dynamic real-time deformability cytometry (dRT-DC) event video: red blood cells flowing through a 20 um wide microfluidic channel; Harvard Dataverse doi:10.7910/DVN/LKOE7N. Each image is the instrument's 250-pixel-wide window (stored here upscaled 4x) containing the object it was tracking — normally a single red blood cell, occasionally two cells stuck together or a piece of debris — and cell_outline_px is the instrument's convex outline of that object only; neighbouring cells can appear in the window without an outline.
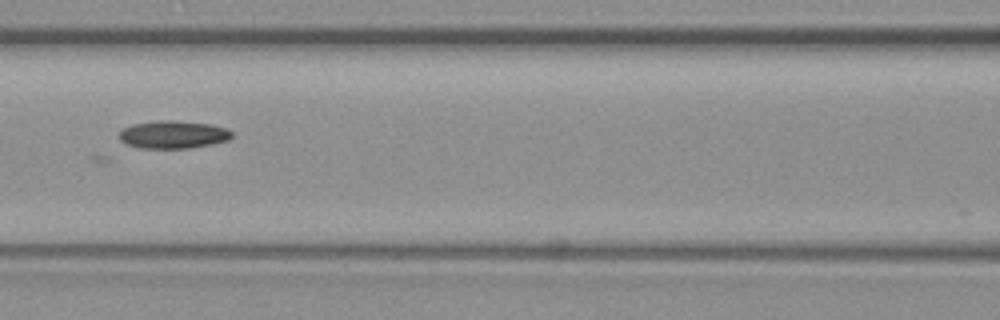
{"species": "common noctule bat (a hibernating species)", "species_latin": "Nyctalus noctula", "temperature_condition": "warm", "stored_images_in_passage": 37, "camera_frame_rate_fps": 3000, "um_per_image_px": 0.085, "animal": {"sex": "female", "body_mass_g": 19.3, "forearm_length_mm": 54.1}, "frame": {"image": 1, "passage_image": 8, "time_ms": 2.333, "image_size_px": [1000, 320], "cell_outline_px": [[232, 136], [228, 140], [212, 144], [188, 148], [140, 148], [124, 144], [120, 140], [120, 132], [124, 128], [132, 124], [160, 120], [172, 120], [208, 124], [228, 128], [232, 132]], "centroid_in_image_um": [14.71, 11.44], "position_along_channel_um": 151.9, "area_um2": 18.21}}
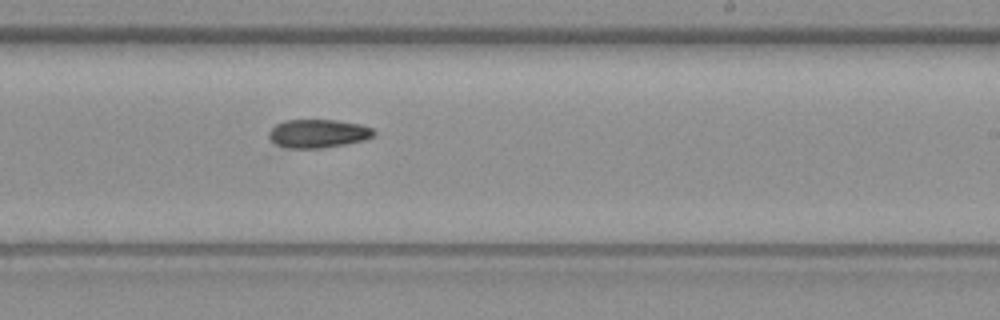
{"frame": {"image": 2, "passage_image": 16, "time_ms": 5.0, "image_size_px": [1000, 320], "cell_outline_px": [[376, 132], [372, 136], [364, 140], [344, 144], [320, 148], [276, 148], [268, 136], [268, 132], [276, 124], [284, 120], [336, 120], [360, 124], [372, 128]], "centroid_in_image_um": [26.96, 11.36], "position_along_channel_um": 262.0, "area_um2": 17.57}}
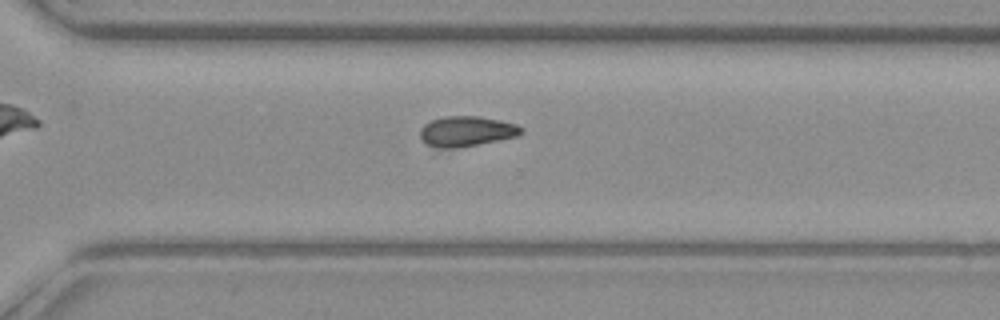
{"frame": {"image": 3, "passage_image": 21, "time_ms": 6.667, "image_size_px": [1000, 320], "cell_outline_px": [[520, 132], [516, 136], [456, 148], [436, 148], [428, 144], [420, 136], [420, 128], [424, 124], [432, 120], [444, 116], [480, 116], [516, 124], [520, 128]], "centroid_in_image_um": [39.58, 11.15], "position_along_channel_um": 331.0, "area_um2": 17.4}}